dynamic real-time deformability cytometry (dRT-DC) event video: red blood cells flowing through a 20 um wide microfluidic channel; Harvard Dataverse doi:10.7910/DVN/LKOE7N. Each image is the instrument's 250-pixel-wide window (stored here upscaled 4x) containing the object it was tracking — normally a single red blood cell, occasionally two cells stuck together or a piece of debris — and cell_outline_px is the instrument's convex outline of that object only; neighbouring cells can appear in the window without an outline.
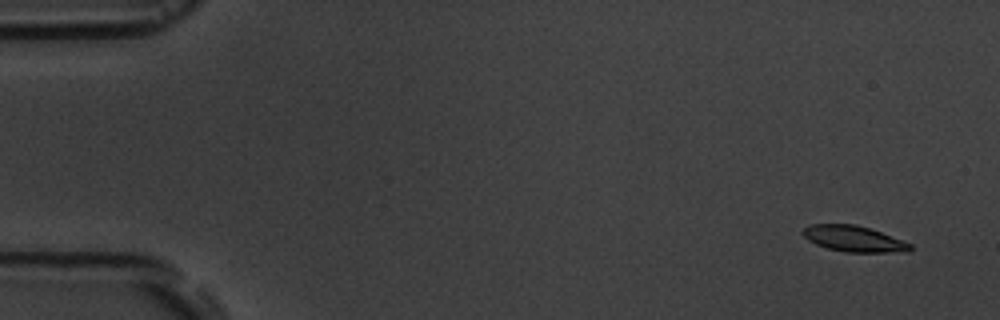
{"species": "common noctule bat (a hibernating species)", "species_latin": "Nyctalus noctula", "temperature_condition": "room temperature", "stored_images_in_passage": 5, "camera_frame_rate_fps": 3000, "um_per_image_px": 0.085, "animal": {"sex": "male", "body_mass_g": 19.5, "forearm_length_mm": 54.6}, "frame": {"image": 1, "passage_image": 1, "time_ms": 0.0, "image_size_px": [1000, 320], "cell_outline_px": [[912, 248], [908, 252], [844, 252], [828, 248], [816, 244], [808, 240], [800, 232], [808, 224], [856, 224], [880, 232], [912, 244]], "centroid_in_image_um": [72.54, 20.29], "position_along_channel_um": 12.5, "area_um2": 16.18}}
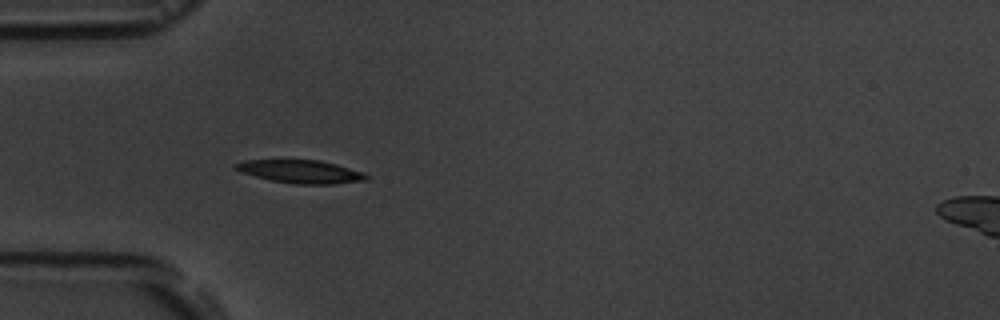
{"frame": {"image": 2, "passage_image": 5, "time_ms": 4.667, "image_size_px": [1000, 320], "cell_outline_px": [[368, 180], [332, 184], [292, 184], [272, 180], [240, 172], [232, 168], [232, 164], [244, 160], [320, 160], [336, 164], [364, 172], [368, 176]], "centroid_in_image_um": [25.54, 14.58], "position_along_channel_um": 59.5, "area_um2": 17.69}}